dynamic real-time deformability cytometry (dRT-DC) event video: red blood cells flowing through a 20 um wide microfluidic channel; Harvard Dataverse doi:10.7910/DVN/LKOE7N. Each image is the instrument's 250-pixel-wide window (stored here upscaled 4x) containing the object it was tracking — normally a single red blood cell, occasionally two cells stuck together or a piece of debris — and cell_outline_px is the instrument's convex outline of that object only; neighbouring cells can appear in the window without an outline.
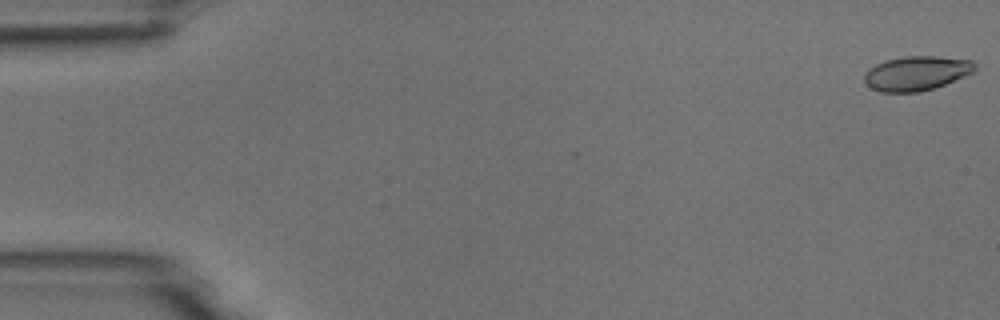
{"species": "common noctule bat (a hibernating species)", "species_latin": "Nyctalus noctula", "temperature_condition": "room temperature", "stored_images_in_passage": 3, "camera_frame_rate_fps": 3000, "um_per_image_px": 0.085, "animal": {"sex": "male", "body_mass_g": 18.8}, "frame": {"image": 1, "passage_image": 1, "time_ms": 0.0, "image_size_px": [1000, 320], "cell_outline_px": [[976, 68], [972, 72], [964, 76], [936, 88], [920, 92], [880, 92], [872, 88], [864, 80], [864, 76], [868, 68], [876, 64], [888, 60], [904, 56], [940, 56], [972, 60], [976, 64]], "centroid_in_image_um": [77.92, 6.22], "position_along_channel_um": 7.1, "area_um2": 22.2}}